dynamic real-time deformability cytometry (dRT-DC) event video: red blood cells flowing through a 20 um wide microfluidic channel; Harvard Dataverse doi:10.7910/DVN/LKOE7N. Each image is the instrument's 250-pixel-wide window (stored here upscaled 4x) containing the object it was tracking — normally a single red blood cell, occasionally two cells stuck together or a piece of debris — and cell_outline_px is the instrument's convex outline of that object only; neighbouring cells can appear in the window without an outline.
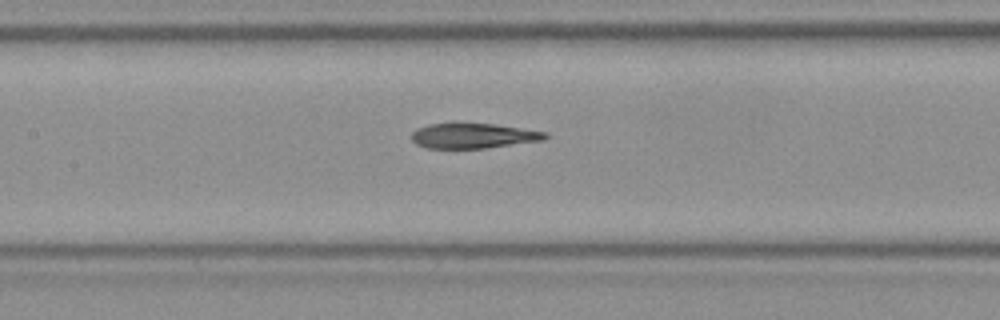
{"species": "Egyptian fruit bat (a non-hibernating species)", "species_latin": "Rousettus aegyptiacus", "temperature_condition": "room temperature", "stored_images_in_passage": 6, "camera_frame_rate_fps": 3000, "um_per_image_px": 0.085, "frame": {"image": 1, "passage_image": 6, "time_ms": 1.667, "image_size_px": [1000, 320], "cell_outline_px": [[548, 136], [544, 140], [484, 148], [424, 148], [416, 144], [412, 140], [412, 132], [416, 128], [428, 124], [456, 120], [492, 124], [548, 132]], "centroid_in_image_um": [40.15, 11.5], "position_along_channel_um": 167.2, "area_um2": 20.23}}